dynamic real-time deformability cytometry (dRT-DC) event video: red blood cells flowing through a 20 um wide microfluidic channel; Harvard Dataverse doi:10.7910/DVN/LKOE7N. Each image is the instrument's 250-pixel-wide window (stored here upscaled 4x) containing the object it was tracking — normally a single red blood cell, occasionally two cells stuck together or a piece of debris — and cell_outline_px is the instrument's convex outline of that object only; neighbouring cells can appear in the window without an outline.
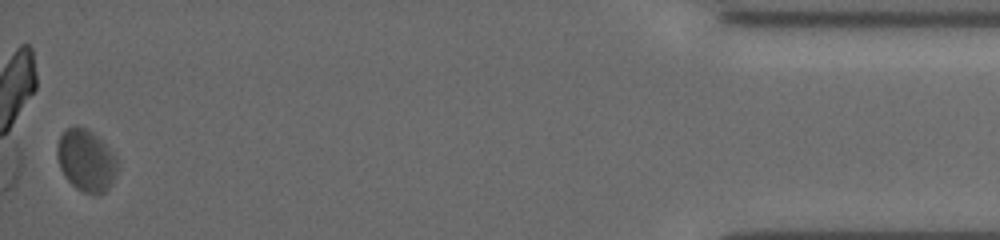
{"species": "common noctule bat (a hibernating species)", "species_latin": "Nyctalus noctula", "temperature_condition": "cold", "stored_images_in_passage": 36, "camera_frame_rate_fps": 3000, "um_per_image_px": 0.085, "animal": {"sex": "female", "body_mass_g": 19.5, "forearm_length_mm": 54.1}, "frame": {"image": 1, "passage_image": 36, "time_ms": 11.667, "image_size_px": [1000, 240], "cell_outline_px": [[120, 168], [112, 184], [100, 196], [96, 196], [84, 192], [76, 188], [64, 176], [60, 168], [56, 156], [56, 144], [60, 136], [68, 128], [76, 124], [92, 132], [116, 156], [120, 164]], "centroid_in_image_um": [7.34, 13.67], "position_along_channel_um": 427.9, "area_um2": 22.2}, "authors_computed_cell_mechanics": {"area_um2": 22.1085, "velocity_mm_per_s": 3.8109, "shape_relaxation_time_tau1_ms": 1.6814, "shape_relaxation_time_tau2_ms": null, "deformation_change_tau1": 0.0533, "deformation_change_tau2": null}}